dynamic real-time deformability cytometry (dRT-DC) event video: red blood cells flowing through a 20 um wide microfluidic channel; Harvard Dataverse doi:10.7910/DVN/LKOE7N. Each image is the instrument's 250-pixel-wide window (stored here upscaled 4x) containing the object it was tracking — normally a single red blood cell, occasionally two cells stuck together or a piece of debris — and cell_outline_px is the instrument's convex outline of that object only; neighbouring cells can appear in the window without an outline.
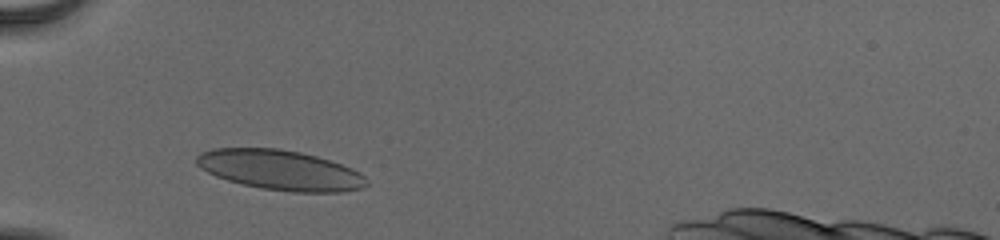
{"species": "human", "species_latin": "Homo sapiens", "temperature_condition": "cold", "stored_images_in_passage": 34, "camera_frame_rate_fps": 3000, "um_per_image_px": 0.085, "donor": {"sex": "male"}, "frame": {"image": 1, "passage_image": 5, "time_ms": 1.333, "image_size_px": [1000, 240], "cell_outline_px": [[368, 184], [360, 188], [344, 192], [292, 192], [260, 188], [240, 184], [216, 176], [200, 168], [196, 164], [196, 156], [200, 152], [212, 148], [280, 148], [300, 152], [316, 156], [352, 168], [360, 172], [368, 180]], "centroid_in_image_um": [23.8, 14.45], "position_along_channel_um": 61.2, "area_um2": 39.77}}
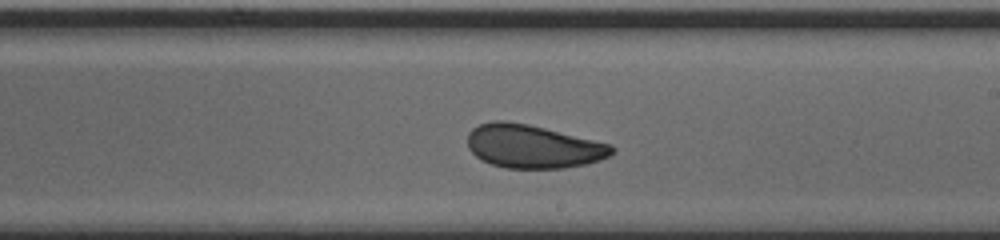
{"frame": {"image": 2, "passage_image": 20, "time_ms": 6.333, "image_size_px": [1000, 240], "cell_outline_px": [[616, 152], [600, 160], [588, 164], [564, 168], [508, 168], [492, 164], [480, 160], [468, 148], [468, 132], [472, 128], [480, 124], [492, 120], [504, 120], [528, 124], [612, 144], [616, 148]], "centroid_in_image_um": [45.32, 12.44], "position_along_channel_um": 243.7, "area_um2": 36.7}}
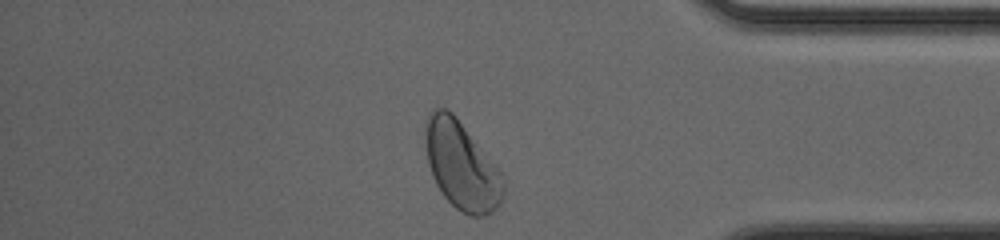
{"frame": {"image": 3, "passage_image": 33, "time_ms": 10.667, "image_size_px": [1000, 240], "cell_outline_px": [[504, 196], [500, 204], [492, 212], [484, 216], [468, 216], [460, 212], [444, 196], [436, 184], [432, 176], [428, 164], [424, 144], [424, 132], [428, 112], [432, 108], [448, 108], [456, 116], [504, 176]], "centroid_in_image_um": [39.21, 14.07], "position_along_channel_um": 396.0, "area_um2": 40.34}, "authors_computed_cell_mechanics": {"area_um2": 37.1943, "velocity_mm_per_s": 3.8866, "shape_relaxation_time_tau1_ms": 5.8391, "shape_relaxation_time_tau2_ms": 1.1209, "deformation_change_tau1": 0.1254, "deformation_change_tau2": 0.0527}}